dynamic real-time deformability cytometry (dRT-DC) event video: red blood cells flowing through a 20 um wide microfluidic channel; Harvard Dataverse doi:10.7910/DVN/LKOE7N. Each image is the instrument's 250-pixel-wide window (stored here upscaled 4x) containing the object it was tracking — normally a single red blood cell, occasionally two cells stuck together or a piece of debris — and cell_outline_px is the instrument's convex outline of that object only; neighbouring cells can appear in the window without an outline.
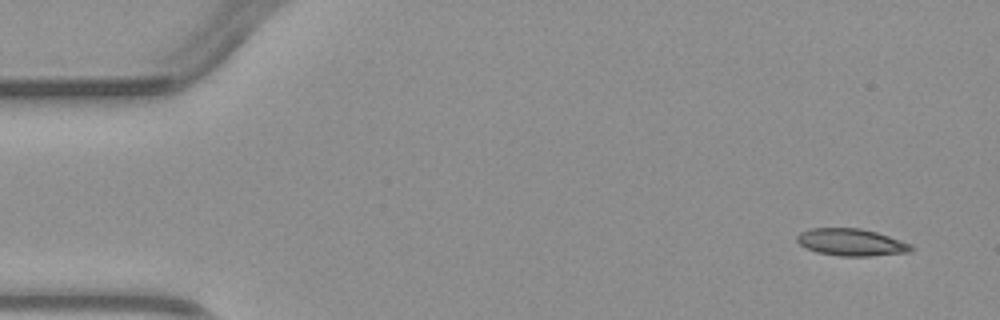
{"species": "common noctule bat (a hibernating species)", "species_latin": "Nyctalus noctula", "temperature_condition": "warm", "stored_images_in_passage": 4, "camera_frame_rate_fps": 3000, "um_per_image_px": 0.085, "animal": {"sex": "male", "body_mass_g": 23.1, "forearm_length_mm": 52.7}, "frame": {"image": 1, "passage_image": 1, "time_ms": 0.0, "image_size_px": [1000, 320], "cell_outline_px": [[916, 248], [912, 252], [872, 256], [840, 256], [816, 252], [804, 248], [796, 240], [796, 236], [800, 232], [812, 228], [860, 228], [876, 232], [912, 244]], "centroid_in_image_um": [72.37, 20.6], "position_along_channel_um": 12.6, "area_um2": 18.26}}
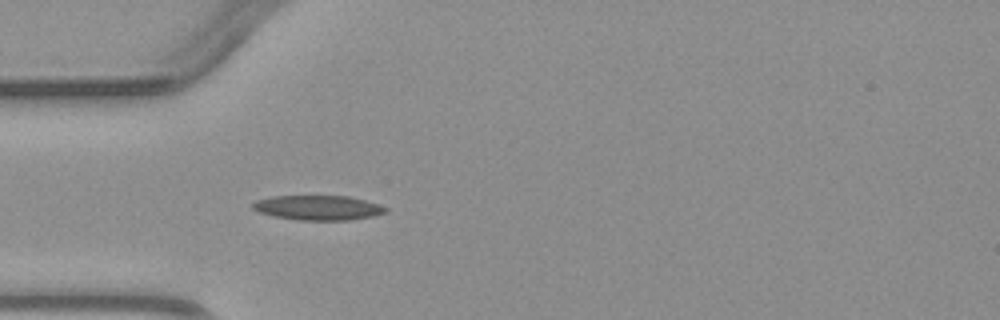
{"frame": {"image": 2, "passage_image": 4, "time_ms": 3.667, "image_size_px": [1000, 320], "cell_outline_px": [[388, 212], [372, 216], [352, 220], [300, 220], [276, 216], [260, 212], [252, 208], [252, 204], [256, 200], [272, 196], [348, 196], [364, 200], [388, 208]], "centroid_in_image_um": [27.05, 17.65], "position_along_channel_um": 57.9, "area_um2": 18.96}}